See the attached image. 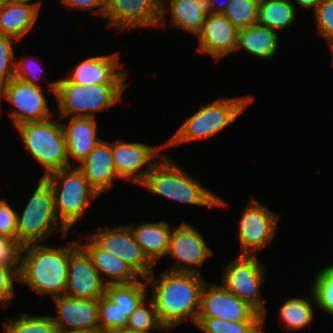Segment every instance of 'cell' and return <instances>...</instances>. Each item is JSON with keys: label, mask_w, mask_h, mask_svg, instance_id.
<instances>
[{"label": "cell", "mask_w": 333, "mask_h": 333, "mask_svg": "<svg viewBox=\"0 0 333 333\" xmlns=\"http://www.w3.org/2000/svg\"><path fill=\"white\" fill-rule=\"evenodd\" d=\"M152 289V302L160 323L174 329L186 319L196 325L200 310L201 292L206 280L201 274L165 271L154 281L152 272L143 278Z\"/></svg>", "instance_id": "cell-1"}, {"label": "cell", "mask_w": 333, "mask_h": 333, "mask_svg": "<svg viewBox=\"0 0 333 333\" xmlns=\"http://www.w3.org/2000/svg\"><path fill=\"white\" fill-rule=\"evenodd\" d=\"M68 263L69 242L64 248H52L47 244L24 245L20 253L19 282L40 296L60 297L66 294Z\"/></svg>", "instance_id": "cell-2"}, {"label": "cell", "mask_w": 333, "mask_h": 333, "mask_svg": "<svg viewBox=\"0 0 333 333\" xmlns=\"http://www.w3.org/2000/svg\"><path fill=\"white\" fill-rule=\"evenodd\" d=\"M147 190L184 204L225 207L226 202L166 155L159 158L141 183Z\"/></svg>", "instance_id": "cell-3"}, {"label": "cell", "mask_w": 333, "mask_h": 333, "mask_svg": "<svg viewBox=\"0 0 333 333\" xmlns=\"http://www.w3.org/2000/svg\"><path fill=\"white\" fill-rule=\"evenodd\" d=\"M127 84H97L81 86L67 78L51 82L50 92L56 97L60 119L72 117H92L122 101V93Z\"/></svg>", "instance_id": "cell-4"}, {"label": "cell", "mask_w": 333, "mask_h": 333, "mask_svg": "<svg viewBox=\"0 0 333 333\" xmlns=\"http://www.w3.org/2000/svg\"><path fill=\"white\" fill-rule=\"evenodd\" d=\"M71 168L57 170L43 177L52 188L63 237L81 218L90 202L99 196L82 171L77 166Z\"/></svg>", "instance_id": "cell-5"}, {"label": "cell", "mask_w": 333, "mask_h": 333, "mask_svg": "<svg viewBox=\"0 0 333 333\" xmlns=\"http://www.w3.org/2000/svg\"><path fill=\"white\" fill-rule=\"evenodd\" d=\"M252 101L253 98L248 95L237 98H219L202 106L181 124L172 138L165 142V146H176L217 135L234 122Z\"/></svg>", "instance_id": "cell-6"}, {"label": "cell", "mask_w": 333, "mask_h": 333, "mask_svg": "<svg viewBox=\"0 0 333 333\" xmlns=\"http://www.w3.org/2000/svg\"><path fill=\"white\" fill-rule=\"evenodd\" d=\"M16 128L30 155L43 165L42 177L71 166L61 123H54L50 118L40 122L24 123Z\"/></svg>", "instance_id": "cell-7"}, {"label": "cell", "mask_w": 333, "mask_h": 333, "mask_svg": "<svg viewBox=\"0 0 333 333\" xmlns=\"http://www.w3.org/2000/svg\"><path fill=\"white\" fill-rule=\"evenodd\" d=\"M17 242L39 244L59 229L54 195L50 184L42 177L22 215L17 213Z\"/></svg>", "instance_id": "cell-8"}, {"label": "cell", "mask_w": 333, "mask_h": 333, "mask_svg": "<svg viewBox=\"0 0 333 333\" xmlns=\"http://www.w3.org/2000/svg\"><path fill=\"white\" fill-rule=\"evenodd\" d=\"M264 265L254 255H239L230 262L224 270L221 285L230 293L251 307L263 317L265 323V306L261 299V284H263Z\"/></svg>", "instance_id": "cell-9"}, {"label": "cell", "mask_w": 333, "mask_h": 333, "mask_svg": "<svg viewBox=\"0 0 333 333\" xmlns=\"http://www.w3.org/2000/svg\"><path fill=\"white\" fill-rule=\"evenodd\" d=\"M42 89L18 78H12L0 88V100L5 98L16 108L9 114L15 126L51 118Z\"/></svg>", "instance_id": "cell-10"}, {"label": "cell", "mask_w": 333, "mask_h": 333, "mask_svg": "<svg viewBox=\"0 0 333 333\" xmlns=\"http://www.w3.org/2000/svg\"><path fill=\"white\" fill-rule=\"evenodd\" d=\"M101 248L122 259L142 278L151 275L154 264L148 259L127 225L113 228L99 227L89 235Z\"/></svg>", "instance_id": "cell-11"}, {"label": "cell", "mask_w": 333, "mask_h": 333, "mask_svg": "<svg viewBox=\"0 0 333 333\" xmlns=\"http://www.w3.org/2000/svg\"><path fill=\"white\" fill-rule=\"evenodd\" d=\"M77 242H69L68 284L69 297L98 300L105 295L107 284L93 265L92 259Z\"/></svg>", "instance_id": "cell-12"}, {"label": "cell", "mask_w": 333, "mask_h": 333, "mask_svg": "<svg viewBox=\"0 0 333 333\" xmlns=\"http://www.w3.org/2000/svg\"><path fill=\"white\" fill-rule=\"evenodd\" d=\"M278 220V214L267 206L254 199L250 200L243 210L239 227L241 255H252L263 246L270 245L276 234Z\"/></svg>", "instance_id": "cell-13"}, {"label": "cell", "mask_w": 333, "mask_h": 333, "mask_svg": "<svg viewBox=\"0 0 333 333\" xmlns=\"http://www.w3.org/2000/svg\"><path fill=\"white\" fill-rule=\"evenodd\" d=\"M175 258L174 266L168 269L175 272H199L198 267L213 255L203 236L191 225L182 222L172 230L167 255Z\"/></svg>", "instance_id": "cell-14"}, {"label": "cell", "mask_w": 333, "mask_h": 333, "mask_svg": "<svg viewBox=\"0 0 333 333\" xmlns=\"http://www.w3.org/2000/svg\"><path fill=\"white\" fill-rule=\"evenodd\" d=\"M162 0H106L104 17L120 31L159 26Z\"/></svg>", "instance_id": "cell-15"}, {"label": "cell", "mask_w": 333, "mask_h": 333, "mask_svg": "<svg viewBox=\"0 0 333 333\" xmlns=\"http://www.w3.org/2000/svg\"><path fill=\"white\" fill-rule=\"evenodd\" d=\"M162 146L152 147L148 144L140 142H121L111 143V151L114 161V167L119 178L123 180L140 184L146 178V175L151 171L152 167L158 162L153 161L156 157H160ZM148 166L145 171H142L143 166Z\"/></svg>", "instance_id": "cell-16"}, {"label": "cell", "mask_w": 333, "mask_h": 333, "mask_svg": "<svg viewBox=\"0 0 333 333\" xmlns=\"http://www.w3.org/2000/svg\"><path fill=\"white\" fill-rule=\"evenodd\" d=\"M197 318H220L227 321H263L236 295L222 285H209L207 282L201 292L200 310Z\"/></svg>", "instance_id": "cell-17"}, {"label": "cell", "mask_w": 333, "mask_h": 333, "mask_svg": "<svg viewBox=\"0 0 333 333\" xmlns=\"http://www.w3.org/2000/svg\"><path fill=\"white\" fill-rule=\"evenodd\" d=\"M238 30L223 14L208 13L197 34L198 51L210 54L217 61L222 59L235 52Z\"/></svg>", "instance_id": "cell-18"}, {"label": "cell", "mask_w": 333, "mask_h": 333, "mask_svg": "<svg viewBox=\"0 0 333 333\" xmlns=\"http://www.w3.org/2000/svg\"><path fill=\"white\" fill-rule=\"evenodd\" d=\"M119 53L94 56L79 62L66 78L77 85L127 84V71L115 72L119 65Z\"/></svg>", "instance_id": "cell-19"}, {"label": "cell", "mask_w": 333, "mask_h": 333, "mask_svg": "<svg viewBox=\"0 0 333 333\" xmlns=\"http://www.w3.org/2000/svg\"><path fill=\"white\" fill-rule=\"evenodd\" d=\"M55 327L60 330L99 329L98 300L62 295L54 298Z\"/></svg>", "instance_id": "cell-20"}, {"label": "cell", "mask_w": 333, "mask_h": 333, "mask_svg": "<svg viewBox=\"0 0 333 333\" xmlns=\"http://www.w3.org/2000/svg\"><path fill=\"white\" fill-rule=\"evenodd\" d=\"M77 167L99 194L113 189V180L120 179L114 167L111 143L105 140H101Z\"/></svg>", "instance_id": "cell-21"}, {"label": "cell", "mask_w": 333, "mask_h": 333, "mask_svg": "<svg viewBox=\"0 0 333 333\" xmlns=\"http://www.w3.org/2000/svg\"><path fill=\"white\" fill-rule=\"evenodd\" d=\"M61 125L70 165V157L81 163L102 140L97 137L98 124L95 117H71L68 126L67 123Z\"/></svg>", "instance_id": "cell-22"}, {"label": "cell", "mask_w": 333, "mask_h": 333, "mask_svg": "<svg viewBox=\"0 0 333 333\" xmlns=\"http://www.w3.org/2000/svg\"><path fill=\"white\" fill-rule=\"evenodd\" d=\"M86 239V244L79 245L90 256L98 273L106 276L102 279H106L107 285L130 284L139 280V276L122 259L101 248L90 236Z\"/></svg>", "instance_id": "cell-23"}, {"label": "cell", "mask_w": 333, "mask_h": 333, "mask_svg": "<svg viewBox=\"0 0 333 333\" xmlns=\"http://www.w3.org/2000/svg\"><path fill=\"white\" fill-rule=\"evenodd\" d=\"M41 1L34 3L8 0L0 7V35L20 40L34 26Z\"/></svg>", "instance_id": "cell-24"}, {"label": "cell", "mask_w": 333, "mask_h": 333, "mask_svg": "<svg viewBox=\"0 0 333 333\" xmlns=\"http://www.w3.org/2000/svg\"><path fill=\"white\" fill-rule=\"evenodd\" d=\"M169 2L170 4L167 6L165 1H162L159 27H164L165 14L170 9V22L173 26L197 35L208 15L206 0H169Z\"/></svg>", "instance_id": "cell-25"}, {"label": "cell", "mask_w": 333, "mask_h": 333, "mask_svg": "<svg viewBox=\"0 0 333 333\" xmlns=\"http://www.w3.org/2000/svg\"><path fill=\"white\" fill-rule=\"evenodd\" d=\"M128 226L135 240L154 265L158 259L167 255L172 229L166 221Z\"/></svg>", "instance_id": "cell-26"}, {"label": "cell", "mask_w": 333, "mask_h": 333, "mask_svg": "<svg viewBox=\"0 0 333 333\" xmlns=\"http://www.w3.org/2000/svg\"><path fill=\"white\" fill-rule=\"evenodd\" d=\"M246 49L261 59H270L278 49L277 32L259 24L238 30L236 50Z\"/></svg>", "instance_id": "cell-27"}, {"label": "cell", "mask_w": 333, "mask_h": 333, "mask_svg": "<svg viewBox=\"0 0 333 333\" xmlns=\"http://www.w3.org/2000/svg\"><path fill=\"white\" fill-rule=\"evenodd\" d=\"M295 7L291 0H259L257 24L281 31L295 20Z\"/></svg>", "instance_id": "cell-28"}, {"label": "cell", "mask_w": 333, "mask_h": 333, "mask_svg": "<svg viewBox=\"0 0 333 333\" xmlns=\"http://www.w3.org/2000/svg\"><path fill=\"white\" fill-rule=\"evenodd\" d=\"M309 297H298L288 299L280 308L279 318L283 321L287 330H301L313 322L314 310L313 305L316 304L313 293Z\"/></svg>", "instance_id": "cell-29"}, {"label": "cell", "mask_w": 333, "mask_h": 333, "mask_svg": "<svg viewBox=\"0 0 333 333\" xmlns=\"http://www.w3.org/2000/svg\"><path fill=\"white\" fill-rule=\"evenodd\" d=\"M147 283L137 280L130 284H108L105 295L119 304L129 317L137 306L146 299Z\"/></svg>", "instance_id": "cell-30"}, {"label": "cell", "mask_w": 333, "mask_h": 333, "mask_svg": "<svg viewBox=\"0 0 333 333\" xmlns=\"http://www.w3.org/2000/svg\"><path fill=\"white\" fill-rule=\"evenodd\" d=\"M263 321H227L220 318H197L203 333H263Z\"/></svg>", "instance_id": "cell-31"}, {"label": "cell", "mask_w": 333, "mask_h": 333, "mask_svg": "<svg viewBox=\"0 0 333 333\" xmlns=\"http://www.w3.org/2000/svg\"><path fill=\"white\" fill-rule=\"evenodd\" d=\"M5 333H56L52 316H30L21 313L16 318L6 320L3 325Z\"/></svg>", "instance_id": "cell-32"}, {"label": "cell", "mask_w": 333, "mask_h": 333, "mask_svg": "<svg viewBox=\"0 0 333 333\" xmlns=\"http://www.w3.org/2000/svg\"><path fill=\"white\" fill-rule=\"evenodd\" d=\"M98 319L99 330L102 333L125 328L128 322L125 311L106 295L98 299Z\"/></svg>", "instance_id": "cell-33"}, {"label": "cell", "mask_w": 333, "mask_h": 333, "mask_svg": "<svg viewBox=\"0 0 333 333\" xmlns=\"http://www.w3.org/2000/svg\"><path fill=\"white\" fill-rule=\"evenodd\" d=\"M259 0H231L222 13L236 28L257 24Z\"/></svg>", "instance_id": "cell-34"}, {"label": "cell", "mask_w": 333, "mask_h": 333, "mask_svg": "<svg viewBox=\"0 0 333 333\" xmlns=\"http://www.w3.org/2000/svg\"><path fill=\"white\" fill-rule=\"evenodd\" d=\"M149 302L148 307L145 300L141 302L128 317L127 326L125 327L127 330L140 333H150V330H153V328L156 331H168L160 323L152 300Z\"/></svg>", "instance_id": "cell-35"}, {"label": "cell", "mask_w": 333, "mask_h": 333, "mask_svg": "<svg viewBox=\"0 0 333 333\" xmlns=\"http://www.w3.org/2000/svg\"><path fill=\"white\" fill-rule=\"evenodd\" d=\"M316 305L333 316V265L325 267L316 275L310 290Z\"/></svg>", "instance_id": "cell-36"}, {"label": "cell", "mask_w": 333, "mask_h": 333, "mask_svg": "<svg viewBox=\"0 0 333 333\" xmlns=\"http://www.w3.org/2000/svg\"><path fill=\"white\" fill-rule=\"evenodd\" d=\"M14 40L18 41L13 37L0 35V88L14 78Z\"/></svg>", "instance_id": "cell-37"}, {"label": "cell", "mask_w": 333, "mask_h": 333, "mask_svg": "<svg viewBox=\"0 0 333 333\" xmlns=\"http://www.w3.org/2000/svg\"><path fill=\"white\" fill-rule=\"evenodd\" d=\"M20 265L0 264V307H5L15 296L14 282H19Z\"/></svg>", "instance_id": "cell-38"}, {"label": "cell", "mask_w": 333, "mask_h": 333, "mask_svg": "<svg viewBox=\"0 0 333 333\" xmlns=\"http://www.w3.org/2000/svg\"><path fill=\"white\" fill-rule=\"evenodd\" d=\"M314 12L317 32L328 41L333 37V0H322Z\"/></svg>", "instance_id": "cell-39"}, {"label": "cell", "mask_w": 333, "mask_h": 333, "mask_svg": "<svg viewBox=\"0 0 333 333\" xmlns=\"http://www.w3.org/2000/svg\"><path fill=\"white\" fill-rule=\"evenodd\" d=\"M17 213L4 199L0 200V235L17 240Z\"/></svg>", "instance_id": "cell-40"}, {"label": "cell", "mask_w": 333, "mask_h": 333, "mask_svg": "<svg viewBox=\"0 0 333 333\" xmlns=\"http://www.w3.org/2000/svg\"><path fill=\"white\" fill-rule=\"evenodd\" d=\"M21 248L17 240L0 235V264L20 265Z\"/></svg>", "instance_id": "cell-41"}, {"label": "cell", "mask_w": 333, "mask_h": 333, "mask_svg": "<svg viewBox=\"0 0 333 333\" xmlns=\"http://www.w3.org/2000/svg\"><path fill=\"white\" fill-rule=\"evenodd\" d=\"M29 61L26 58L19 59V61L15 60L14 78L21 79L32 85L41 86L40 83H37V81H35L36 80L35 76H37L35 74L38 73L39 71L41 73L43 68H40L41 65L37 61L35 62L32 61L29 62ZM38 77L39 76H37V78Z\"/></svg>", "instance_id": "cell-42"}, {"label": "cell", "mask_w": 333, "mask_h": 333, "mask_svg": "<svg viewBox=\"0 0 333 333\" xmlns=\"http://www.w3.org/2000/svg\"><path fill=\"white\" fill-rule=\"evenodd\" d=\"M63 4L70 9L90 10L95 9V14H100L104 18L106 8V0H60ZM97 8V10H96Z\"/></svg>", "instance_id": "cell-43"}, {"label": "cell", "mask_w": 333, "mask_h": 333, "mask_svg": "<svg viewBox=\"0 0 333 333\" xmlns=\"http://www.w3.org/2000/svg\"><path fill=\"white\" fill-rule=\"evenodd\" d=\"M230 1L231 0H227V2H224V3L220 1L218 4V3H215V0H206L208 13L222 14L226 10L227 5Z\"/></svg>", "instance_id": "cell-44"}, {"label": "cell", "mask_w": 333, "mask_h": 333, "mask_svg": "<svg viewBox=\"0 0 333 333\" xmlns=\"http://www.w3.org/2000/svg\"><path fill=\"white\" fill-rule=\"evenodd\" d=\"M321 1L322 0H296L297 5L299 4V6L307 9L312 8L314 11Z\"/></svg>", "instance_id": "cell-45"}, {"label": "cell", "mask_w": 333, "mask_h": 333, "mask_svg": "<svg viewBox=\"0 0 333 333\" xmlns=\"http://www.w3.org/2000/svg\"><path fill=\"white\" fill-rule=\"evenodd\" d=\"M56 333H102V332L99 329H73V330L57 329Z\"/></svg>", "instance_id": "cell-46"}, {"label": "cell", "mask_w": 333, "mask_h": 333, "mask_svg": "<svg viewBox=\"0 0 333 333\" xmlns=\"http://www.w3.org/2000/svg\"><path fill=\"white\" fill-rule=\"evenodd\" d=\"M108 333H133V331L127 330L126 328L116 329Z\"/></svg>", "instance_id": "cell-47"}, {"label": "cell", "mask_w": 333, "mask_h": 333, "mask_svg": "<svg viewBox=\"0 0 333 333\" xmlns=\"http://www.w3.org/2000/svg\"><path fill=\"white\" fill-rule=\"evenodd\" d=\"M327 42H328V44L331 46V49H332V51H333V37L330 38Z\"/></svg>", "instance_id": "cell-48"}, {"label": "cell", "mask_w": 333, "mask_h": 333, "mask_svg": "<svg viewBox=\"0 0 333 333\" xmlns=\"http://www.w3.org/2000/svg\"><path fill=\"white\" fill-rule=\"evenodd\" d=\"M10 1H14V2H27L30 3L33 0H10Z\"/></svg>", "instance_id": "cell-49"}, {"label": "cell", "mask_w": 333, "mask_h": 333, "mask_svg": "<svg viewBox=\"0 0 333 333\" xmlns=\"http://www.w3.org/2000/svg\"><path fill=\"white\" fill-rule=\"evenodd\" d=\"M8 0H0V7L5 3L7 2Z\"/></svg>", "instance_id": "cell-50"}]
</instances>
